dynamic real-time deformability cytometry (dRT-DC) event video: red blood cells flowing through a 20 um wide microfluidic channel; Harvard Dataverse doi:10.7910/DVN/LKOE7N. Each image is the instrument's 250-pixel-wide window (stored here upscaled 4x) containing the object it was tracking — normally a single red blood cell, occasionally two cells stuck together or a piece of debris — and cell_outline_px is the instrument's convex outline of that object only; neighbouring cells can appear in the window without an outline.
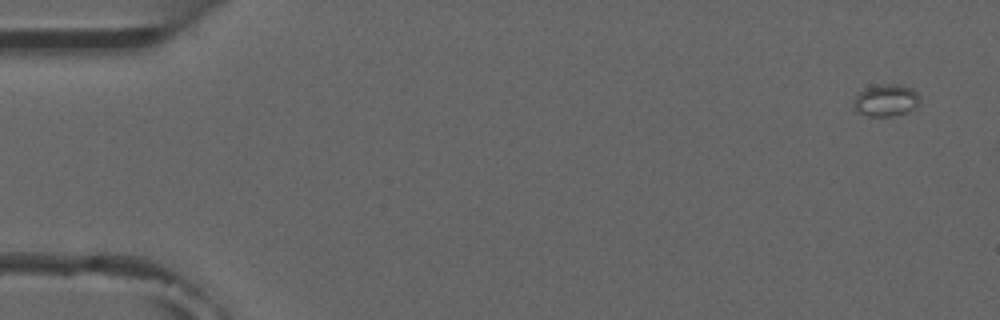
{"species": "common noctule bat (a hibernating species)", "species_latin": "Nyctalus noctula", "temperature_condition": "room temperature", "stored_images_in_passage": 4, "camera_frame_rate_fps": 3000, "um_per_image_px": 0.085, "animal": {"sex": "male", "forearm_length_mm": 52.5}, "frame": {"image": 1, "passage_image": 1, "time_ms": 0.0, "image_size_px": [1000, 320], "cell_outline_px": [[920, 104], [908, 112], [892, 116], [868, 116], [856, 112], [852, 108], [856, 96], [860, 92], [868, 88], [888, 84], [896, 84], [912, 88], [920, 96]], "centroid_in_image_um": [75.33, 8.55], "position_along_channel_um": 9.7, "area_um2": 12.31}}